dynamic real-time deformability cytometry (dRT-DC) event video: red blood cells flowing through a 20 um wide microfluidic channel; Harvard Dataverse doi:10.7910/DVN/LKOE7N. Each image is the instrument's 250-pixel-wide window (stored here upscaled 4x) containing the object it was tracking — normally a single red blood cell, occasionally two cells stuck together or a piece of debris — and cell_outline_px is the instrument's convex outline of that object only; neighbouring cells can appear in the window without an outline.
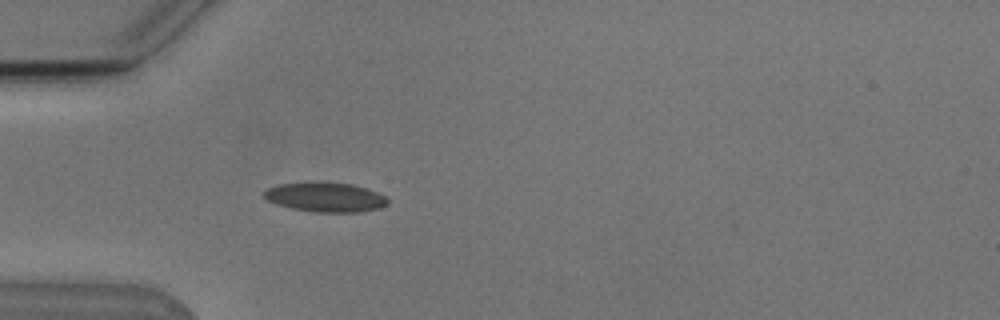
{"species": "Egyptian fruit bat (a non-hibernating species)", "species_latin": "Rousettus aegyptiacus", "temperature_condition": "cold", "stored_images_in_passage": 4, "camera_frame_rate_fps": 3000, "um_per_image_px": 0.085, "animal": {"sex": "male"}, "frame": {"image": 1, "passage_image": 4, "time_ms": 3.333, "image_size_px": [1000, 320], "cell_outline_px": [[388, 204], [380, 208], [360, 212], [316, 212], [292, 208], [276, 204], [268, 200], [260, 192], [276, 184], [312, 180], [352, 184], [368, 188], [384, 196], [388, 200]], "centroid_in_image_um": [27.62, 16.73], "position_along_channel_um": 57.4, "area_um2": 21.79}}